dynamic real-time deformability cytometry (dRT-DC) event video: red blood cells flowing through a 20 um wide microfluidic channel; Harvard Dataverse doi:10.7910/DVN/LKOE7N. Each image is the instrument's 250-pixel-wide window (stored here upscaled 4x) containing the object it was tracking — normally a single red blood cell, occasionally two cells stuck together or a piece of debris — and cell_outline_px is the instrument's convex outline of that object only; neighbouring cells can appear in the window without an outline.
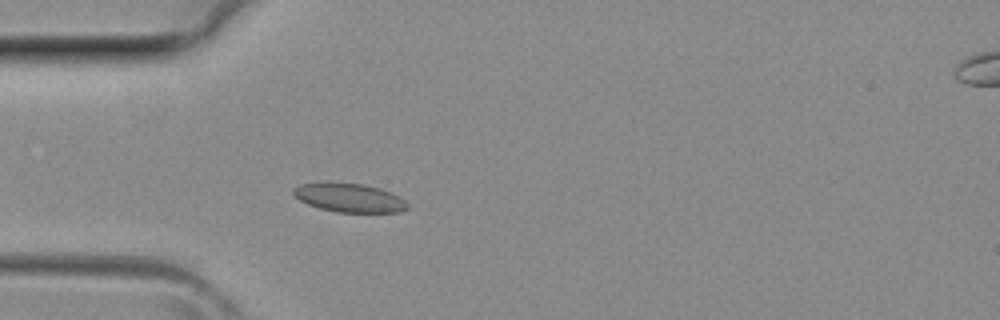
{"species": "common noctule bat (a hibernating species)", "species_latin": "Nyctalus noctula", "temperature_condition": "room temperature", "stored_images_in_passage": 38, "camera_frame_rate_fps": 3000, "um_per_image_px": 0.085, "animal": {"sex": "female", "body_mass_g": 29.2, "forearm_length_mm": 56.3}, "frame": {"image": 1, "passage_image": 10, "time_ms": 3.0, "image_size_px": [1000, 320], "cell_outline_px": [[408, 208], [400, 212], [336, 212], [320, 208], [308, 204], [300, 200], [292, 192], [292, 188], [300, 184], [328, 180], [364, 184], [380, 188], [392, 192], [400, 196], [408, 204]], "centroid_in_image_um": [29.67, 16.77], "position_along_channel_um": 55.3, "area_um2": 19.65}}
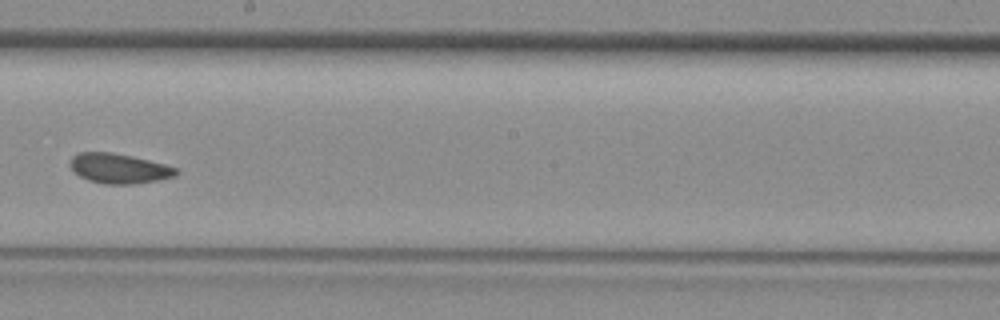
{"frame": {"image": 2, "passage_image": 21, "time_ms": 6.667, "image_size_px": [1000, 320], "cell_outline_px": [[180, 172], [176, 176], [156, 180], [132, 184], [104, 184], [88, 180], [72, 172], [68, 164], [68, 160], [72, 156], [80, 152], [112, 152], [132, 156], [180, 168]], "centroid_in_image_um": [10.09, 14.31], "position_along_channel_um": 238.1, "area_um2": 18.73}}
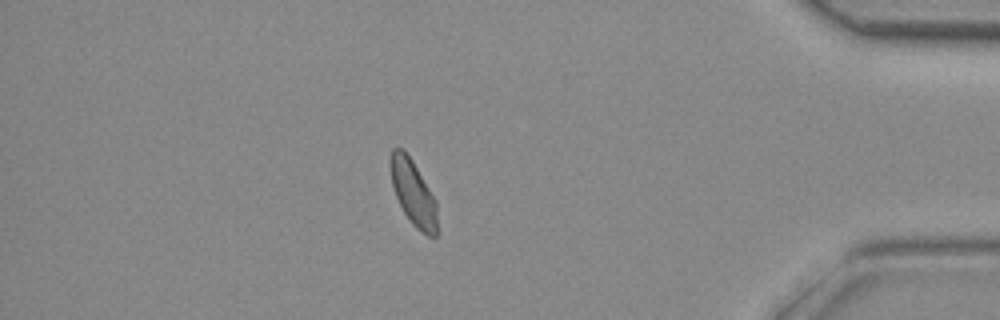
{"frame": {"image": 3, "passage_image": 33, "time_ms": 10.667, "image_size_px": [1000, 320], "cell_outline_px": [[436, 236], [428, 236], [420, 232], [412, 224], [404, 212], [396, 196], [392, 184], [392, 148], [404, 148], [412, 160], [436, 200]], "centroid_in_image_um": [35.14, 16.42], "position_along_channel_um": 400.1, "area_um2": 17.28}}